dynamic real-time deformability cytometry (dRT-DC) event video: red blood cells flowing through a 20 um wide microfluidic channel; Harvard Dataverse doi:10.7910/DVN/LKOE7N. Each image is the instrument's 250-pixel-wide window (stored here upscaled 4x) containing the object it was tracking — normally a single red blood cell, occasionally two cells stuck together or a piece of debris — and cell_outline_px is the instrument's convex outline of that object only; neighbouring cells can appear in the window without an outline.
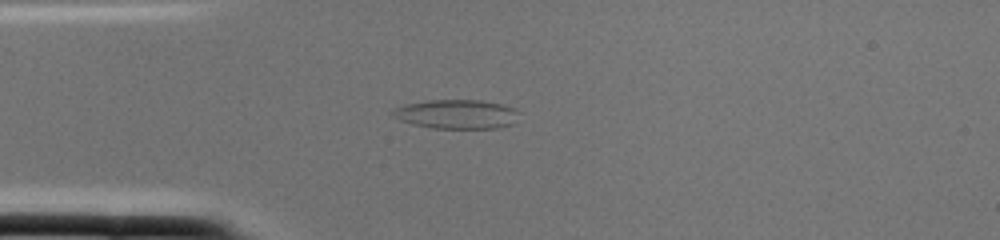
{"species": "common noctule bat (a hibernating species)", "species_latin": "Nyctalus noctula", "temperature_condition": "cold", "stored_images_in_passage": 2, "camera_frame_rate_fps": 3000, "um_per_image_px": 0.085, "animal": {"sex": "female", "body_mass_g": 22.0, "forearm_length_mm": 56.7}, "frame": {"image": 1, "passage_image": 2, "time_ms": 0.333, "image_size_px": [1000, 240], "cell_outline_px": [[520, 112], [512, 124], [496, 128], [432, 128], [412, 124], [400, 120], [388, 112], [404, 104], [428, 100], [480, 100], [500, 104], [516, 108]], "centroid_in_image_um": [38.79, 9.7], "position_along_channel_um": 46.2, "area_um2": 21.5}}